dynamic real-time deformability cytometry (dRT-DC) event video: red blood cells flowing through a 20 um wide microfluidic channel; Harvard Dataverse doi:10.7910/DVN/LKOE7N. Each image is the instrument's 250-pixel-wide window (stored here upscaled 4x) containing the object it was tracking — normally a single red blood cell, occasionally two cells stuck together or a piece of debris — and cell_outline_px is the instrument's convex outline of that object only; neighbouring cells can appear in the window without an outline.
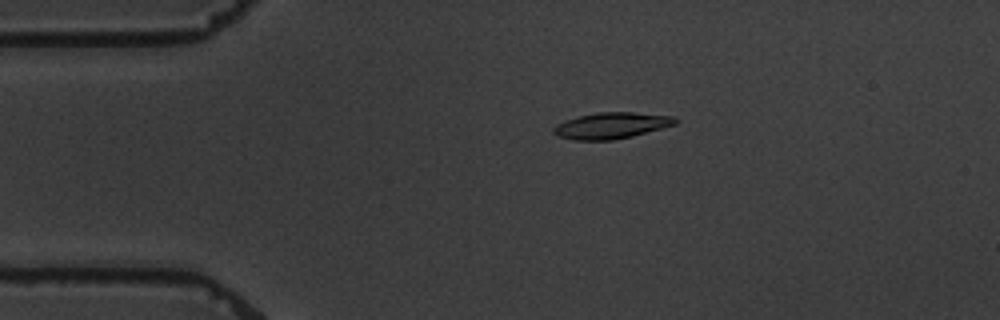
{"species": "common noctule bat (a hibernating species)", "species_latin": "Nyctalus noctula", "temperature_condition": "warm", "stored_images_in_passage": 6, "camera_frame_rate_fps": 3000, "um_per_image_px": 0.085, "animal": {"sex": "male", "body_mass_g": 19.5, "forearm_length_mm": 54.6}, "frame": {"image": 1, "passage_image": 4, "time_ms": 3.333, "image_size_px": [1000, 320], "cell_outline_px": [[676, 124], [632, 136], [612, 140], [572, 140], [556, 136], [552, 132], [552, 128], [556, 124], [564, 120], [576, 116], [596, 112], [632, 112], [672, 116], [676, 120]], "centroid_in_image_um": [51.87, 10.67], "position_along_channel_um": 33.1, "area_um2": 18.67}}
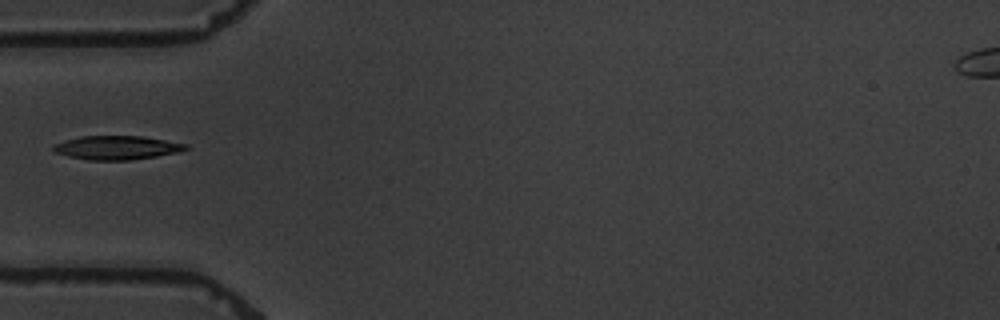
{"frame": {"image": 2, "passage_image": 6, "time_ms": 5.667, "image_size_px": [1000, 320], "cell_outline_px": [[192, 148], [176, 152], [156, 156], [132, 160], [88, 160], [68, 156], [56, 152], [52, 148], [52, 144], [64, 140], [80, 136], [140, 136], [188, 144]], "centroid_in_image_um": [9.91, 12.55], "position_along_channel_um": 75.1, "area_um2": 18.38}}